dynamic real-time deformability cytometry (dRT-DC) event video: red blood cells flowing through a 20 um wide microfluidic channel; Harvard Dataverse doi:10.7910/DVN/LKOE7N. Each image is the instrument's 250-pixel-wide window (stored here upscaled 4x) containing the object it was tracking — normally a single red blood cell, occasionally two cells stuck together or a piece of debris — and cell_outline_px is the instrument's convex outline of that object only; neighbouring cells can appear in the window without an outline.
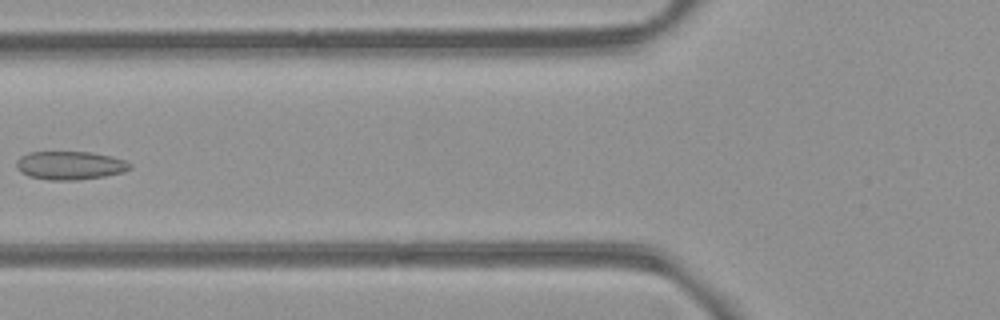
{"species": "common noctule bat (a hibernating species)", "species_latin": "Nyctalus noctula", "temperature_condition": "room temperature", "stored_images_in_passage": 6, "camera_frame_rate_fps": 3000, "um_per_image_px": 0.085, "animal": {"sex": "female", "body_mass_g": 21.9}, "frame": {"image": 1, "passage_image": 5, "time_ms": 4.667, "image_size_px": [1000, 320], "cell_outline_px": [[132, 168], [124, 172], [104, 176], [76, 180], [48, 180], [28, 176], [20, 172], [16, 168], [16, 160], [20, 156], [28, 152], [92, 152], [124, 160], [132, 164]], "centroid_in_image_um": [5.92, 14.06], "position_along_channel_um": 119.9, "area_um2": 18.9}}
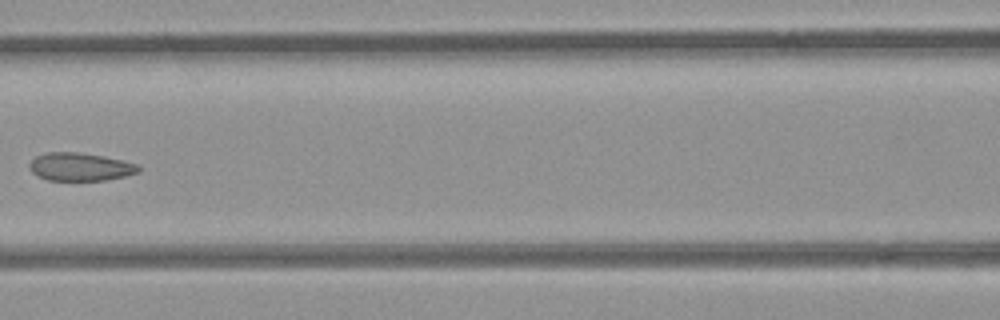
{"frame": {"image": 2, "passage_image": 6, "time_ms": 5.667, "image_size_px": [1000, 320], "cell_outline_px": [[140, 172], [108, 180], [48, 180], [36, 176], [28, 168], [28, 164], [36, 156], [48, 152], [76, 152], [104, 156], [136, 164], [140, 168]], "centroid_in_image_um": [6.78, 14.18], "position_along_channel_um": 159.8, "area_um2": 17.8}}